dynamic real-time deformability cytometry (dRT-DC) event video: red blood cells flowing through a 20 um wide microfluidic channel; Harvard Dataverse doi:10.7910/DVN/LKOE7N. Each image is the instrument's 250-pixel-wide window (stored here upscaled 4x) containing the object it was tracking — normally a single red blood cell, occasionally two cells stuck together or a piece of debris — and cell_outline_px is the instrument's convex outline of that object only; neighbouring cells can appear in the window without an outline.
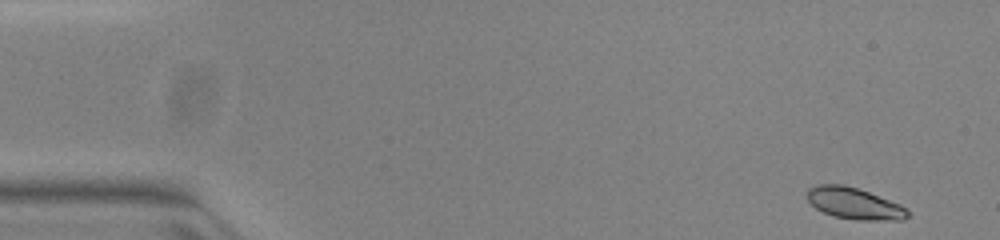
{"species": "common noctule bat (a hibernating species)", "species_latin": "Nyctalus noctula", "temperature_condition": "warm", "stored_images_in_passage": 51, "camera_frame_rate_fps": 3000, "um_per_image_px": 0.085, "animal": {"sex": "female", "body_mass_g": 23.0, "forearm_length_mm": 53.4}, "frame": {"image": 1, "passage_image": 1, "time_ms": 0.0, "image_size_px": [1000, 240], "cell_outline_px": [[908, 216], [904, 220], [856, 220], [832, 216], [816, 208], [808, 200], [808, 188], [820, 184], [844, 184], [868, 192], [900, 204], [908, 212]], "centroid_in_image_um": [72.6, 17.3], "position_along_channel_um": 12.4, "area_um2": 18.26}}
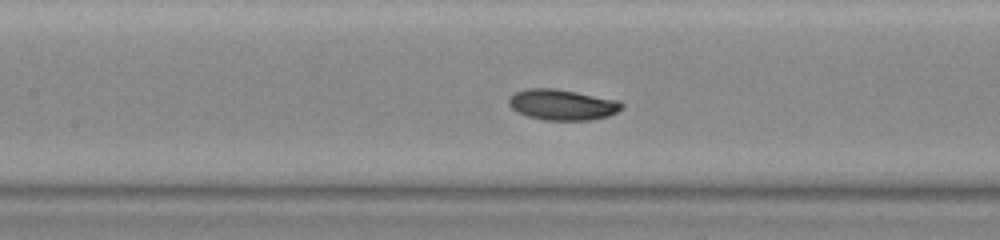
{"frame": {"image": 2, "passage_image": 22, "time_ms": 7.0, "image_size_px": [1000, 240], "cell_outline_px": [[624, 104], [616, 112], [608, 116], [592, 120], [544, 120], [528, 116], [512, 108], [508, 104], [508, 100], [516, 92], [528, 88], [552, 88], [576, 92], [620, 100]], "centroid_in_image_um": [47.82, 8.9], "position_along_channel_um": 159.6, "area_um2": 20.06}}
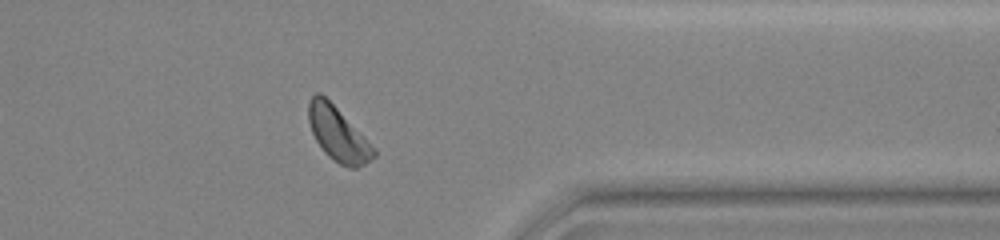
{"frame": {"image": 3, "passage_image": 40, "time_ms": 13.0, "image_size_px": [1000, 240], "cell_outline_px": [[376, 156], [364, 164], [356, 168], [348, 168], [340, 164], [328, 156], [324, 152], [316, 140], [312, 132], [308, 120], [308, 100], [316, 92], [320, 92], [364, 136], [376, 152]], "centroid_in_image_um": [28.7, 11.4], "position_along_channel_um": 382.7, "area_um2": 20.17}, "authors_computed_cell_mechanics": {"area_um2": 19.5942, "velocity_mm_per_s": 3.9247, "shape_relaxation_time_tau1_ms": 1.368, "shape_relaxation_time_tau2_ms": null, "deformation_change_tau1": 0.0871, "deformation_change_tau2": null}}